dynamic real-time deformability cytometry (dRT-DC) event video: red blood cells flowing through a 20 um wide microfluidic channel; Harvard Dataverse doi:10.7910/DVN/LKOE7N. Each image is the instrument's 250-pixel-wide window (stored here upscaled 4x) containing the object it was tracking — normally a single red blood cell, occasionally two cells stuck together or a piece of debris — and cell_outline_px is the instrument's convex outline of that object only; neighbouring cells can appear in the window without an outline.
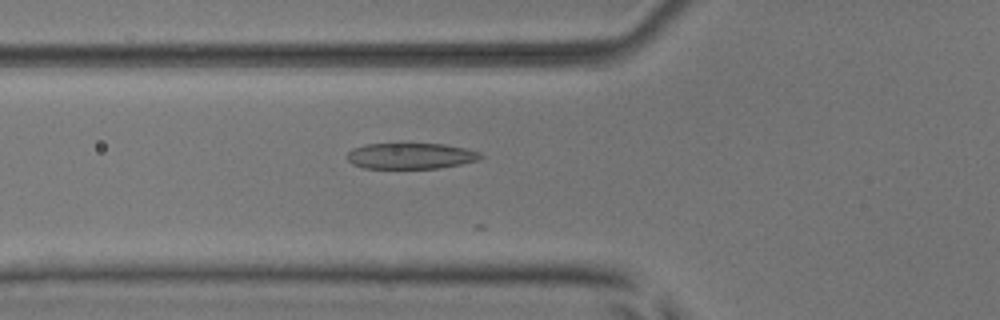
{"species": "common noctule bat (a hibernating species)", "species_latin": "Nyctalus noctula", "temperature_condition": "room temperature", "stored_images_in_passage": 24, "camera_frame_rate_fps": 3000, "um_per_image_px": 0.085, "animal": {"sex": "male", "body_mass_g": 17.9, "forearm_length_mm": 54.2}, "frame": {"image": 1, "passage_image": 20, "time_ms": 6.333, "image_size_px": [1000, 320], "cell_outline_px": [[484, 156], [476, 160], [460, 164], [440, 168], [364, 168], [352, 164], [348, 160], [348, 152], [352, 148], [364, 144], [400, 140], [444, 144], [464, 148], [480, 152]], "centroid_in_image_um": [34.85, 13.19], "position_along_channel_um": 90.9, "area_um2": 21.21}}
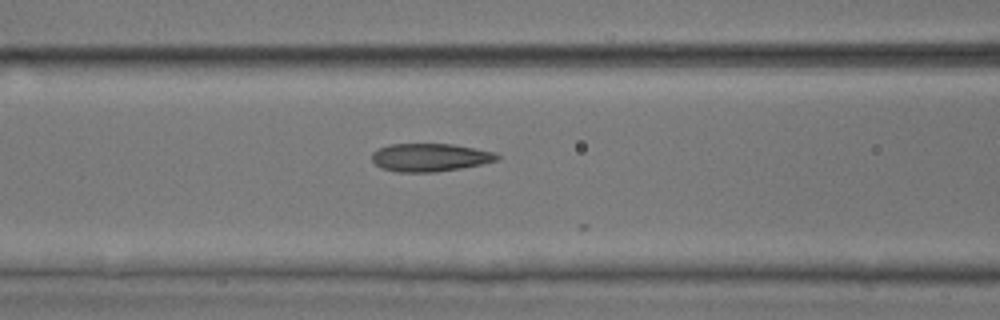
{"frame": {"image": 2, "passage_image": 23, "time_ms": 7.333, "image_size_px": [1000, 320], "cell_outline_px": [[500, 156], [496, 160], [480, 164], [460, 168], [436, 172], [396, 172], [380, 168], [372, 160], [372, 152], [376, 148], [388, 144], [452, 144], [496, 152]], "centroid_in_image_um": [36.49, 13.37], "position_along_channel_um": 130.1, "area_um2": 20.52}}